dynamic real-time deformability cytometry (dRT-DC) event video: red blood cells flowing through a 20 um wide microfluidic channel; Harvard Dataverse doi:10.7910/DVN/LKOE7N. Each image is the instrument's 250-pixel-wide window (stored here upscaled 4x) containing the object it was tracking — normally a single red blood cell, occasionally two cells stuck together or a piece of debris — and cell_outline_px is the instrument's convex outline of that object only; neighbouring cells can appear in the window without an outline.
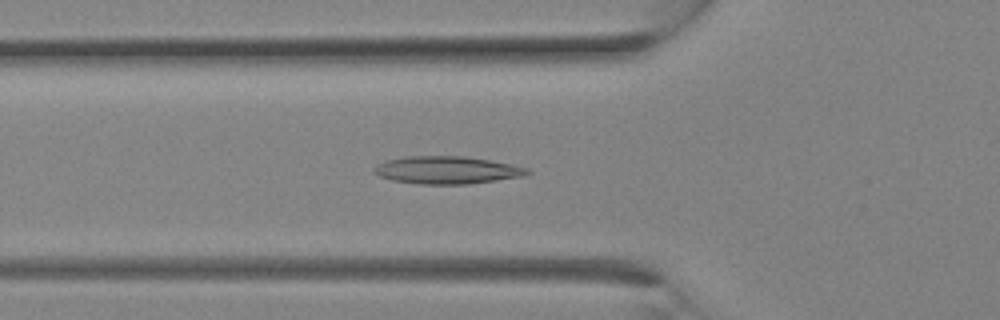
{"species": "Egyptian fruit bat (a non-hibernating species)", "species_latin": "Rousettus aegyptiacus", "temperature_condition": "room temperature", "stored_images_in_passage": 19, "camera_frame_rate_fps": 3000, "um_per_image_px": 0.085, "animal": {"sex": "female"}, "frame": {"image": 1, "passage_image": 10, "time_ms": 3.0, "image_size_px": [1000, 320], "cell_outline_px": [[532, 172], [524, 176], [468, 184], [420, 184], [392, 180], [380, 176], [372, 168], [388, 160], [404, 156], [464, 156], [488, 160], [528, 168]], "centroid_in_image_um": [38.0, 14.46], "position_along_channel_um": 87.8, "area_um2": 24.33}}
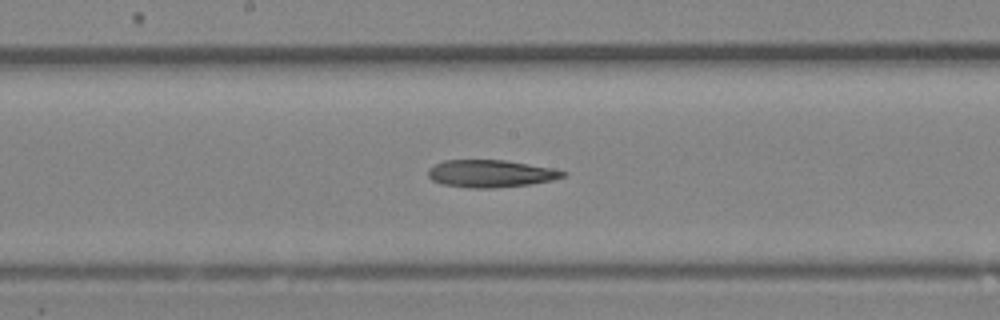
{"frame": {"image": 2, "passage_image": 15, "time_ms": 4.667, "image_size_px": [1000, 320], "cell_outline_px": [[568, 172], [564, 176], [552, 180], [528, 184], [492, 188], [468, 188], [440, 184], [432, 180], [428, 176], [428, 168], [444, 160], [504, 160], [556, 168]], "centroid_in_image_um": [41.7, 14.75], "position_along_channel_um": 206.5, "area_um2": 21.62}}
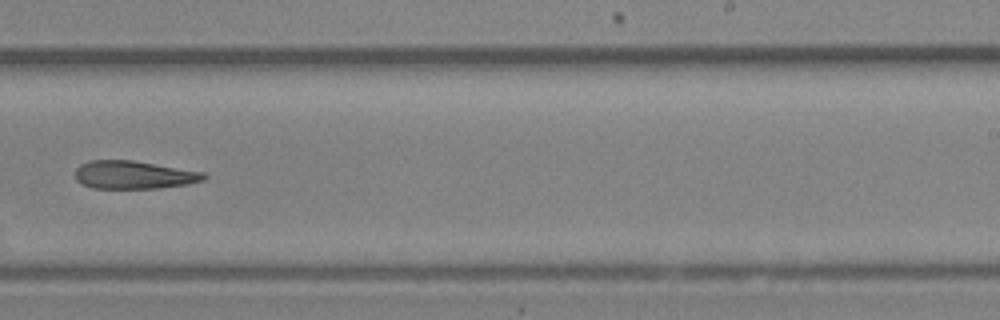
{"frame": {"image": 3, "passage_image": 18, "time_ms": 5.667, "image_size_px": [1000, 320], "cell_outline_px": [[208, 176], [204, 180], [188, 184], [160, 188], [92, 188], [80, 184], [76, 180], [76, 168], [80, 164], [88, 160], [132, 160], [204, 172]], "centroid_in_image_um": [11.36, 14.86], "position_along_channel_um": 277.6, "area_um2": 21.15}}